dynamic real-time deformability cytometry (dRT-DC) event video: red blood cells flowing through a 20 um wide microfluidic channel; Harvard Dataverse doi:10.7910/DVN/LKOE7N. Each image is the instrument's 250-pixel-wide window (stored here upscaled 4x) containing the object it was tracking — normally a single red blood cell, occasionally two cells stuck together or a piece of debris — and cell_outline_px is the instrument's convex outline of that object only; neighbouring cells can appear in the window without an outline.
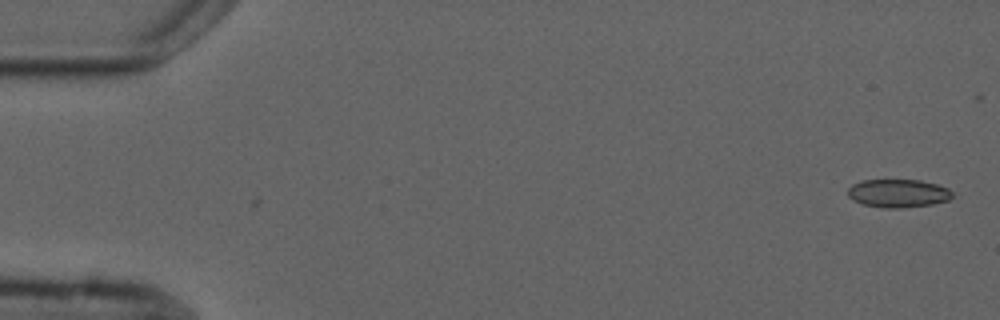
{"species": "common noctule bat (a hibernating species)", "species_latin": "Nyctalus noctula", "temperature_condition": "cold", "stored_images_in_passage": 5, "camera_frame_rate_fps": 3000, "um_per_image_px": 0.085, "animal": {"sex": "male", "forearm_length_mm": 52.5}, "frame": {"image": 1, "passage_image": 1, "time_ms": 0.0, "image_size_px": [1000, 320], "cell_outline_px": [[952, 196], [948, 200], [932, 204], [900, 208], [884, 208], [864, 204], [852, 200], [848, 196], [848, 188], [852, 184], [864, 180], [920, 180], [936, 184], [948, 188], [952, 192]], "centroid_in_image_um": [76.33, 16.43], "position_along_channel_um": 8.7, "area_um2": 17.11}}
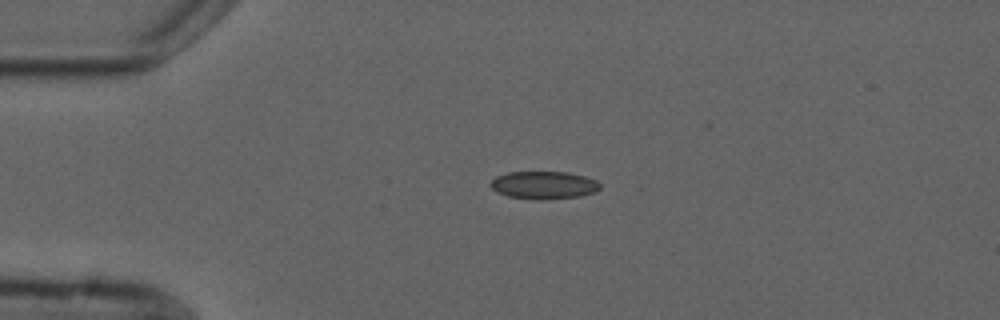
{"frame": {"image": 2, "passage_image": 4, "time_ms": 3.667, "image_size_px": [1000, 320], "cell_outline_px": [[600, 188], [596, 192], [580, 196], [548, 200], [540, 200], [508, 196], [496, 192], [488, 184], [496, 176], [508, 172], [568, 172], [584, 176], [596, 180], [600, 184]], "centroid_in_image_um": [46.22, 15.74], "position_along_channel_um": 38.8, "area_um2": 17.86}}